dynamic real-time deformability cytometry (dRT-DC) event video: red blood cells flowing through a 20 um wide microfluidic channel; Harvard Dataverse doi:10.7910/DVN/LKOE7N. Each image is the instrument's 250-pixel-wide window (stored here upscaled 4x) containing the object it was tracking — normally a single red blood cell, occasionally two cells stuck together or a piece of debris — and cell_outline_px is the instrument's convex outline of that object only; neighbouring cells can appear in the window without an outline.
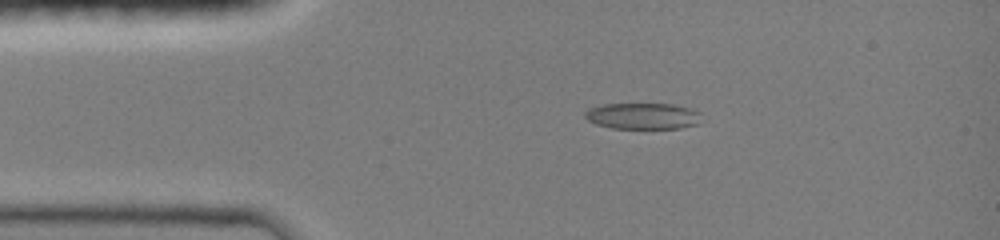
{"species": "common noctule bat (a hibernating species)", "species_latin": "Nyctalus noctula", "temperature_condition": "room temperature", "stored_images_in_passage": 8, "camera_frame_rate_fps": 3000, "um_per_image_px": 0.085, "animal": {"sex": "female", "body_mass_g": 19.0, "forearm_length_mm": 51.5}, "frame": {"image": 1, "passage_image": 2, "time_ms": 0.667, "image_size_px": [1000, 240], "cell_outline_px": [[700, 124], [680, 128], [612, 128], [596, 124], [588, 120], [584, 116], [584, 112], [588, 108], [600, 104], [672, 104], [692, 108], [700, 112]], "centroid_in_image_um": [54.64, 9.85], "position_along_channel_um": 30.4, "area_um2": 17.98}}
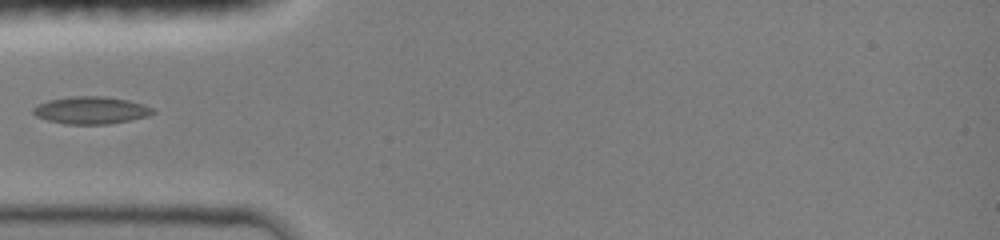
{"frame": {"image": 2, "passage_image": 5, "time_ms": 2.667, "image_size_px": [1000, 240], "cell_outline_px": [[156, 112], [148, 116], [108, 124], [68, 124], [48, 120], [36, 116], [32, 112], [32, 108], [48, 100], [72, 96], [104, 96], [128, 100], [152, 108]], "centroid_in_image_um": [7.72, 9.37], "position_along_channel_um": 77.3, "area_um2": 18.84}}
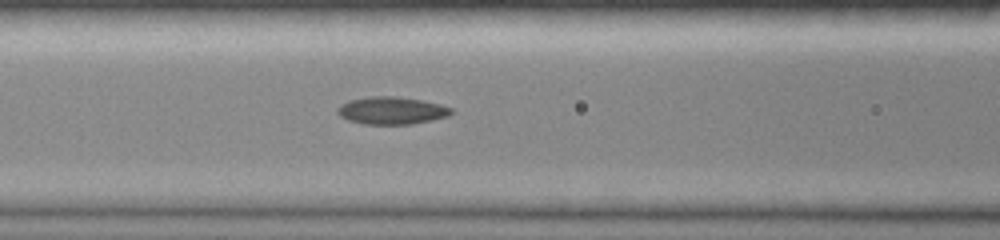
{"frame": {"image": 3, "passage_image": 7, "time_ms": 4.0, "image_size_px": [1000, 240], "cell_outline_px": [[452, 112], [448, 116], [412, 124], [364, 124], [348, 120], [340, 116], [336, 112], [336, 108], [340, 104], [348, 100], [372, 96], [396, 96], [420, 100], [440, 104], [452, 108]], "centroid_in_image_um": [33.24, 9.39], "position_along_channel_um": 133.4, "area_um2": 18.21}}